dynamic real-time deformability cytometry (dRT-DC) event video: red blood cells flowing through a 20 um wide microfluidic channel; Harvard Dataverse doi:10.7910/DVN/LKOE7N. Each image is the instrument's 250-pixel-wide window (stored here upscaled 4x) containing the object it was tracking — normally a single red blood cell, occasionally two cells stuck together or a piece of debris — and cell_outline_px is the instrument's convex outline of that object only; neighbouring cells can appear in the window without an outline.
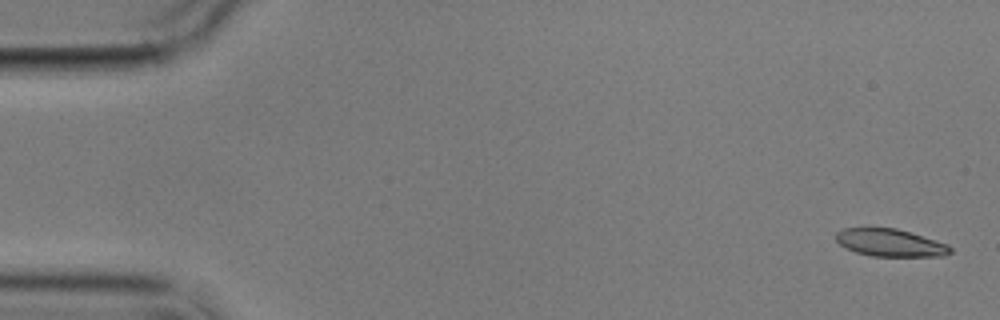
{"species": "common noctule bat (a hibernating species)", "species_latin": "Nyctalus noctula", "temperature_condition": "cold", "stored_images_in_passage": 4, "camera_frame_rate_fps": 3000, "um_per_image_px": 0.085, "animal": {"sex": "male", "body_mass_g": 17.9}, "frame": {"image": 1, "passage_image": 1, "time_ms": 0.0, "image_size_px": [1000, 320], "cell_outline_px": [[952, 252], [944, 256], [872, 256], [856, 252], [840, 244], [836, 240], [836, 232], [844, 228], [896, 228], [948, 244], [952, 248]], "centroid_in_image_um": [75.68, 20.64], "position_along_channel_um": 9.3, "area_um2": 18.15}}